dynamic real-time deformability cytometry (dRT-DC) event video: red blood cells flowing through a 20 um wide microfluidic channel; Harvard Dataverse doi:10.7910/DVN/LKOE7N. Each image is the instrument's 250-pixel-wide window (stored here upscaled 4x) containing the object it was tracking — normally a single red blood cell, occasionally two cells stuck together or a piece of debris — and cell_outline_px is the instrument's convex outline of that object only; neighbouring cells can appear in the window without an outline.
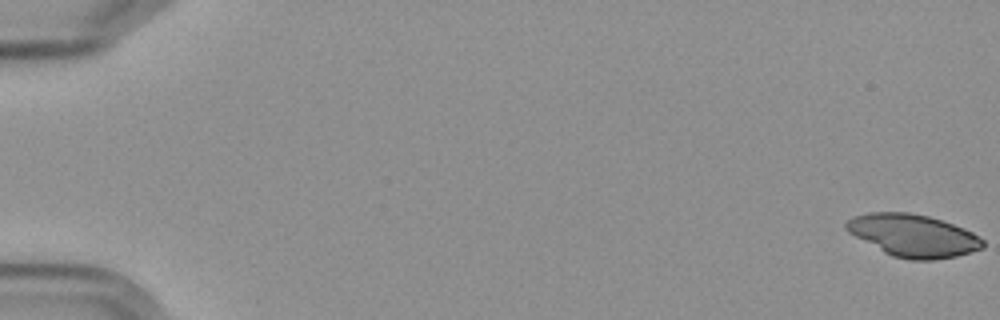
{"species": "Egyptian fruit bat (a non-hibernating species)", "species_latin": "Rousettus aegyptiacus", "temperature_condition": "cold", "stored_images_in_passage": 8, "camera_frame_rate_fps": 3000, "um_per_image_px": 0.085, "frame": {"image": 1, "passage_image": 1, "time_ms": 0.0, "image_size_px": [1000, 320], "cell_outline_px": [[984, 248], [972, 252], [956, 256], [932, 260], [912, 260], [892, 256], [884, 252], [848, 232], [844, 228], [844, 224], [852, 216], [868, 212], [908, 212], [928, 216], [964, 228], [972, 232], [984, 240]], "centroid_in_image_um": [77.61, 20.02], "position_along_channel_um": 7.4, "area_um2": 33.76}}